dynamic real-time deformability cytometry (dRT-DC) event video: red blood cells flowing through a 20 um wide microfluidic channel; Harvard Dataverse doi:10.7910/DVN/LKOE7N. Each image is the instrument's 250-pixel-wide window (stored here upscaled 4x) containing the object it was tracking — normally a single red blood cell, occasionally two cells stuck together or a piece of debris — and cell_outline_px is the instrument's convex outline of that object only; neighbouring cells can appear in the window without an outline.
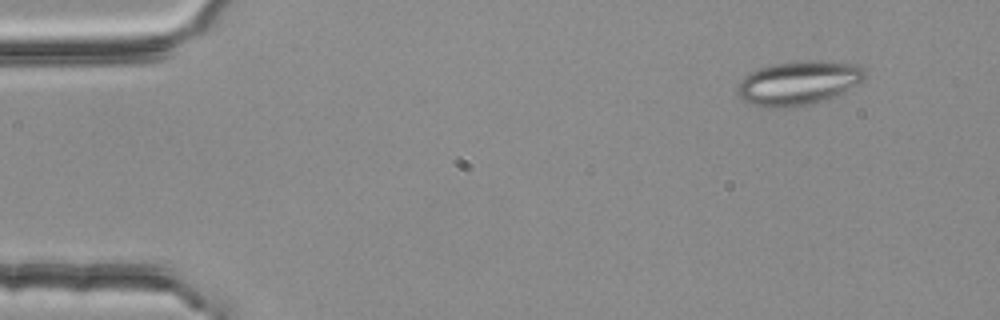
{"species": "common noctule bat (a hibernating species)", "species_latin": "Nyctalus noctula", "temperature_condition": "room temperature", "stored_images_in_passage": 4, "camera_frame_rate_fps": 3000, "um_per_image_px": 0.085, "animal": {"sex": "female", "body_mass_g": 25.1}, "frame": {"image": 1, "passage_image": 1, "time_ms": 0.0, "image_size_px": [1000, 320], "cell_outline_px": [[868, 76], [864, 80], [832, 96], [808, 104], [768, 108], [752, 104], [744, 100], [736, 92], [736, 88], [740, 80], [748, 72], [760, 68], [776, 64], [804, 60], [820, 60], [856, 64], [864, 68]], "centroid_in_image_um": [67.85, 7.02], "position_along_channel_um": 17.2, "area_um2": 32.25}}